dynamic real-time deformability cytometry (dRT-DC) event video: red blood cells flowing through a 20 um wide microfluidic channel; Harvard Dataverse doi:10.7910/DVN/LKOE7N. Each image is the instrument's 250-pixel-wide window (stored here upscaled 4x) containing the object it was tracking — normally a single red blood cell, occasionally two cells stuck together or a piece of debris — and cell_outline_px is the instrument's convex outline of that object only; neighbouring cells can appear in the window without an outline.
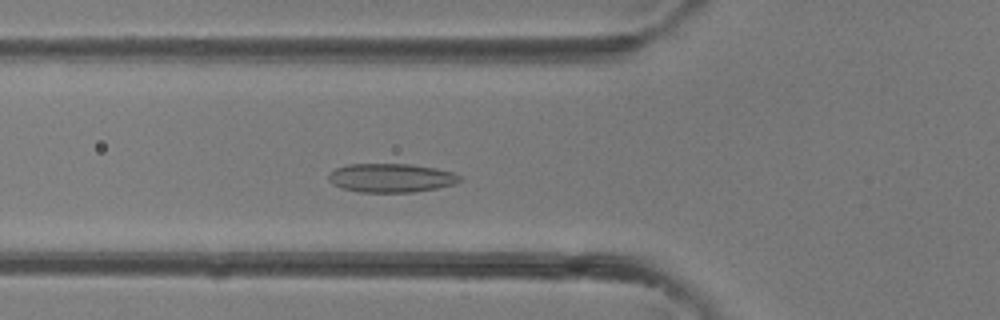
{"species": "common noctule bat (a hibernating species)", "species_latin": "Nyctalus noctula", "temperature_condition": "room temperature", "stored_images_in_passage": 39, "camera_frame_rate_fps": 3000, "um_per_image_px": 0.085, "animal": {"sex": "female"}, "frame": {"image": 1, "passage_image": 13, "time_ms": 4.0, "image_size_px": [1000, 320], "cell_outline_px": [[464, 180], [456, 184], [436, 188], [412, 192], [360, 192], [340, 188], [332, 184], [328, 180], [328, 172], [336, 168], [348, 164], [412, 164], [436, 168], [452, 172], [464, 176]], "centroid_in_image_um": [33.26, 15.12], "position_along_channel_um": 92.5, "area_um2": 22.37}}
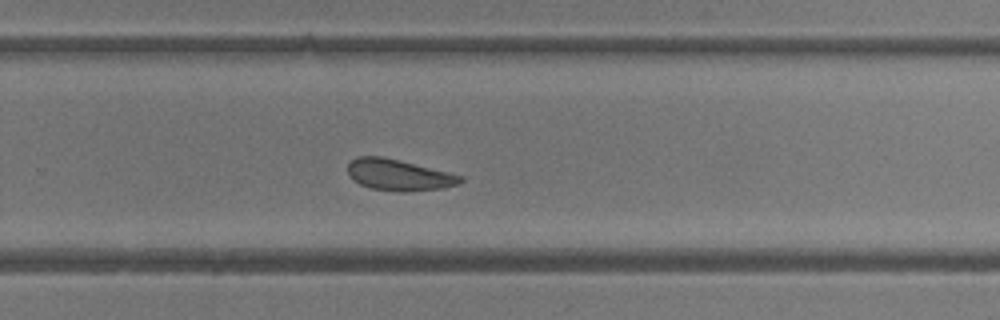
{"frame": {"image": 2, "passage_image": 25, "time_ms": 8.0, "image_size_px": [1000, 320], "cell_outline_px": [[464, 180], [460, 184], [440, 188], [408, 192], [400, 192], [372, 188], [360, 184], [352, 180], [348, 176], [348, 164], [356, 156], [380, 156], [400, 160], [464, 176]], "centroid_in_image_um": [33.89, 14.87], "position_along_channel_um": 295.9, "area_um2": 20.58}}
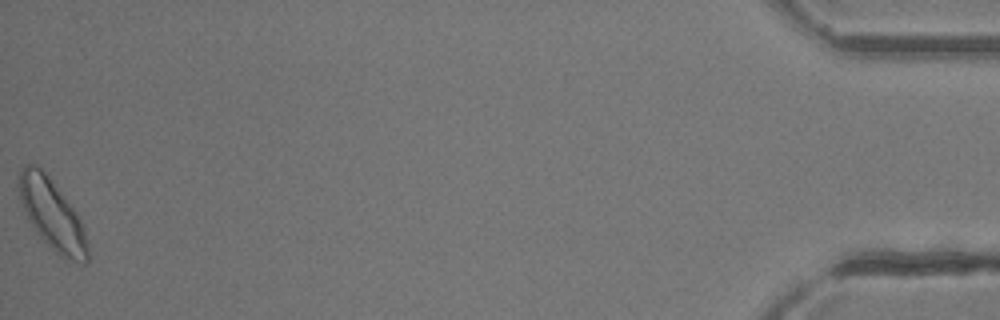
{"frame": {"image": 3, "passage_image": 39, "time_ms": 12.667, "image_size_px": [1000, 320], "cell_outline_px": [[88, 264], [84, 264], [64, 260], [36, 232], [20, 200], [16, 184], [20, 168], [24, 164], [36, 164], [48, 176], [76, 212], [84, 228], [88, 248]], "centroid_in_image_um": [4.42, 18.24], "position_along_channel_um": 430.8, "area_um2": 28.09}}